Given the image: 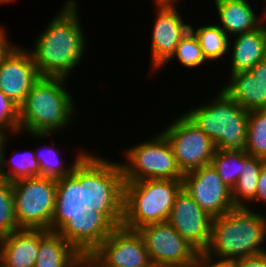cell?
<instances>
[{
	"label": "cell",
	"instance_id": "40",
	"mask_svg": "<svg viewBox=\"0 0 266 267\" xmlns=\"http://www.w3.org/2000/svg\"><path fill=\"white\" fill-rule=\"evenodd\" d=\"M264 2H265V3H264L265 5L263 6V7H264L263 9H264L265 14H266V0H265Z\"/></svg>",
	"mask_w": 266,
	"mask_h": 267
},
{
	"label": "cell",
	"instance_id": "39",
	"mask_svg": "<svg viewBox=\"0 0 266 267\" xmlns=\"http://www.w3.org/2000/svg\"><path fill=\"white\" fill-rule=\"evenodd\" d=\"M0 267H7L3 262L0 261Z\"/></svg>",
	"mask_w": 266,
	"mask_h": 267
},
{
	"label": "cell",
	"instance_id": "22",
	"mask_svg": "<svg viewBox=\"0 0 266 267\" xmlns=\"http://www.w3.org/2000/svg\"><path fill=\"white\" fill-rule=\"evenodd\" d=\"M266 160L251 156L242 150V170L231 190L235 207H247L255 198L260 171Z\"/></svg>",
	"mask_w": 266,
	"mask_h": 267
},
{
	"label": "cell",
	"instance_id": "9",
	"mask_svg": "<svg viewBox=\"0 0 266 267\" xmlns=\"http://www.w3.org/2000/svg\"><path fill=\"white\" fill-rule=\"evenodd\" d=\"M213 97V98H212ZM183 114L207 135L216 150H244L247 146L248 113L223 89Z\"/></svg>",
	"mask_w": 266,
	"mask_h": 267
},
{
	"label": "cell",
	"instance_id": "8",
	"mask_svg": "<svg viewBox=\"0 0 266 267\" xmlns=\"http://www.w3.org/2000/svg\"><path fill=\"white\" fill-rule=\"evenodd\" d=\"M53 144L34 148L40 176L51 177L67 185L88 207L100 205L101 154L81 148L75 150L73 161L63 159ZM48 145V146H47ZM98 154V155H97ZM66 161V162H65ZM67 163V164H66Z\"/></svg>",
	"mask_w": 266,
	"mask_h": 267
},
{
	"label": "cell",
	"instance_id": "7",
	"mask_svg": "<svg viewBox=\"0 0 266 267\" xmlns=\"http://www.w3.org/2000/svg\"><path fill=\"white\" fill-rule=\"evenodd\" d=\"M86 244L111 267H154L138 231L122 227L100 205L86 211Z\"/></svg>",
	"mask_w": 266,
	"mask_h": 267
},
{
	"label": "cell",
	"instance_id": "32",
	"mask_svg": "<svg viewBox=\"0 0 266 267\" xmlns=\"http://www.w3.org/2000/svg\"><path fill=\"white\" fill-rule=\"evenodd\" d=\"M82 259L89 267H111L107 265L87 244H85Z\"/></svg>",
	"mask_w": 266,
	"mask_h": 267
},
{
	"label": "cell",
	"instance_id": "17",
	"mask_svg": "<svg viewBox=\"0 0 266 267\" xmlns=\"http://www.w3.org/2000/svg\"><path fill=\"white\" fill-rule=\"evenodd\" d=\"M228 76L220 87L242 108L247 111L266 108V58L251 70Z\"/></svg>",
	"mask_w": 266,
	"mask_h": 267
},
{
	"label": "cell",
	"instance_id": "15",
	"mask_svg": "<svg viewBox=\"0 0 266 267\" xmlns=\"http://www.w3.org/2000/svg\"><path fill=\"white\" fill-rule=\"evenodd\" d=\"M212 220L188 192L183 188L178 192L168 222L199 253L209 245Z\"/></svg>",
	"mask_w": 266,
	"mask_h": 267
},
{
	"label": "cell",
	"instance_id": "10",
	"mask_svg": "<svg viewBox=\"0 0 266 267\" xmlns=\"http://www.w3.org/2000/svg\"><path fill=\"white\" fill-rule=\"evenodd\" d=\"M176 116L161 132L169 141L182 174L210 165L216 151L214 142L183 113Z\"/></svg>",
	"mask_w": 266,
	"mask_h": 267
},
{
	"label": "cell",
	"instance_id": "33",
	"mask_svg": "<svg viewBox=\"0 0 266 267\" xmlns=\"http://www.w3.org/2000/svg\"><path fill=\"white\" fill-rule=\"evenodd\" d=\"M9 31L5 26H0V63L2 59L9 53V51L17 44L16 42H11Z\"/></svg>",
	"mask_w": 266,
	"mask_h": 267
},
{
	"label": "cell",
	"instance_id": "3",
	"mask_svg": "<svg viewBox=\"0 0 266 267\" xmlns=\"http://www.w3.org/2000/svg\"><path fill=\"white\" fill-rule=\"evenodd\" d=\"M78 1L62 2L56 15L34 38L32 49L28 48L41 77L70 79L78 65L81 68L89 40L81 24Z\"/></svg>",
	"mask_w": 266,
	"mask_h": 267
},
{
	"label": "cell",
	"instance_id": "38",
	"mask_svg": "<svg viewBox=\"0 0 266 267\" xmlns=\"http://www.w3.org/2000/svg\"><path fill=\"white\" fill-rule=\"evenodd\" d=\"M15 2H16V0H8V4H10V3H11V4H12V3L14 4Z\"/></svg>",
	"mask_w": 266,
	"mask_h": 267
},
{
	"label": "cell",
	"instance_id": "4",
	"mask_svg": "<svg viewBox=\"0 0 266 267\" xmlns=\"http://www.w3.org/2000/svg\"><path fill=\"white\" fill-rule=\"evenodd\" d=\"M67 80L61 77H41L35 83L20 106V137L26 132L29 134L27 136L41 143V140L53 138L58 132L63 133L70 127L72 129L75 122L80 121L76 117L78 106L68 90Z\"/></svg>",
	"mask_w": 266,
	"mask_h": 267
},
{
	"label": "cell",
	"instance_id": "11",
	"mask_svg": "<svg viewBox=\"0 0 266 267\" xmlns=\"http://www.w3.org/2000/svg\"><path fill=\"white\" fill-rule=\"evenodd\" d=\"M154 267H193L199 252L168 222L147 224L139 228Z\"/></svg>",
	"mask_w": 266,
	"mask_h": 267
},
{
	"label": "cell",
	"instance_id": "26",
	"mask_svg": "<svg viewBox=\"0 0 266 267\" xmlns=\"http://www.w3.org/2000/svg\"><path fill=\"white\" fill-rule=\"evenodd\" d=\"M211 164L232 190L242 170V150H216Z\"/></svg>",
	"mask_w": 266,
	"mask_h": 267
},
{
	"label": "cell",
	"instance_id": "23",
	"mask_svg": "<svg viewBox=\"0 0 266 267\" xmlns=\"http://www.w3.org/2000/svg\"><path fill=\"white\" fill-rule=\"evenodd\" d=\"M214 22H210L211 24L204 22V26L199 25L197 29L191 24V31L197 37L205 58L211 64H218L222 60L224 62L228 56L230 37Z\"/></svg>",
	"mask_w": 266,
	"mask_h": 267
},
{
	"label": "cell",
	"instance_id": "27",
	"mask_svg": "<svg viewBox=\"0 0 266 267\" xmlns=\"http://www.w3.org/2000/svg\"><path fill=\"white\" fill-rule=\"evenodd\" d=\"M17 230L12 182L0 178V238Z\"/></svg>",
	"mask_w": 266,
	"mask_h": 267
},
{
	"label": "cell",
	"instance_id": "30",
	"mask_svg": "<svg viewBox=\"0 0 266 267\" xmlns=\"http://www.w3.org/2000/svg\"><path fill=\"white\" fill-rule=\"evenodd\" d=\"M193 267H235V262L216 260L203 253H199L196 263L193 265Z\"/></svg>",
	"mask_w": 266,
	"mask_h": 267
},
{
	"label": "cell",
	"instance_id": "1",
	"mask_svg": "<svg viewBox=\"0 0 266 267\" xmlns=\"http://www.w3.org/2000/svg\"><path fill=\"white\" fill-rule=\"evenodd\" d=\"M182 179L101 181L100 206L122 227L168 221Z\"/></svg>",
	"mask_w": 266,
	"mask_h": 267
},
{
	"label": "cell",
	"instance_id": "37",
	"mask_svg": "<svg viewBox=\"0 0 266 267\" xmlns=\"http://www.w3.org/2000/svg\"><path fill=\"white\" fill-rule=\"evenodd\" d=\"M7 5L8 4V0H0V6L2 5Z\"/></svg>",
	"mask_w": 266,
	"mask_h": 267
},
{
	"label": "cell",
	"instance_id": "29",
	"mask_svg": "<svg viewBox=\"0 0 266 267\" xmlns=\"http://www.w3.org/2000/svg\"><path fill=\"white\" fill-rule=\"evenodd\" d=\"M265 204H266V164L263 166L259 174L255 198L246 208L257 211L258 207L260 208L261 206L265 209L266 208Z\"/></svg>",
	"mask_w": 266,
	"mask_h": 267
},
{
	"label": "cell",
	"instance_id": "6",
	"mask_svg": "<svg viewBox=\"0 0 266 267\" xmlns=\"http://www.w3.org/2000/svg\"><path fill=\"white\" fill-rule=\"evenodd\" d=\"M158 132L123 148L120 155L124 154L125 161L115 162L102 155L101 181L183 179L169 141L160 130Z\"/></svg>",
	"mask_w": 266,
	"mask_h": 267
},
{
	"label": "cell",
	"instance_id": "24",
	"mask_svg": "<svg viewBox=\"0 0 266 267\" xmlns=\"http://www.w3.org/2000/svg\"><path fill=\"white\" fill-rule=\"evenodd\" d=\"M244 150L251 156L266 160V108L249 111Z\"/></svg>",
	"mask_w": 266,
	"mask_h": 267
},
{
	"label": "cell",
	"instance_id": "5",
	"mask_svg": "<svg viewBox=\"0 0 266 267\" xmlns=\"http://www.w3.org/2000/svg\"><path fill=\"white\" fill-rule=\"evenodd\" d=\"M265 243L266 211L236 207L213 218L210 242L203 254L216 260L236 261L266 253Z\"/></svg>",
	"mask_w": 266,
	"mask_h": 267
},
{
	"label": "cell",
	"instance_id": "19",
	"mask_svg": "<svg viewBox=\"0 0 266 267\" xmlns=\"http://www.w3.org/2000/svg\"><path fill=\"white\" fill-rule=\"evenodd\" d=\"M228 72H246L266 58V22L257 30L230 38ZM231 61V62H230Z\"/></svg>",
	"mask_w": 266,
	"mask_h": 267
},
{
	"label": "cell",
	"instance_id": "31",
	"mask_svg": "<svg viewBox=\"0 0 266 267\" xmlns=\"http://www.w3.org/2000/svg\"><path fill=\"white\" fill-rule=\"evenodd\" d=\"M235 267H266V253L234 261Z\"/></svg>",
	"mask_w": 266,
	"mask_h": 267
},
{
	"label": "cell",
	"instance_id": "35",
	"mask_svg": "<svg viewBox=\"0 0 266 267\" xmlns=\"http://www.w3.org/2000/svg\"><path fill=\"white\" fill-rule=\"evenodd\" d=\"M7 136H8V134H6L4 131L0 130V161H1V148H2L3 142Z\"/></svg>",
	"mask_w": 266,
	"mask_h": 267
},
{
	"label": "cell",
	"instance_id": "14",
	"mask_svg": "<svg viewBox=\"0 0 266 267\" xmlns=\"http://www.w3.org/2000/svg\"><path fill=\"white\" fill-rule=\"evenodd\" d=\"M183 16L178 7L156 8L149 47L148 66L152 74L167 66L166 62L174 54L178 43L191 30V22L189 24Z\"/></svg>",
	"mask_w": 266,
	"mask_h": 267
},
{
	"label": "cell",
	"instance_id": "16",
	"mask_svg": "<svg viewBox=\"0 0 266 267\" xmlns=\"http://www.w3.org/2000/svg\"><path fill=\"white\" fill-rule=\"evenodd\" d=\"M40 78L30 51L19 43L0 63V90L19 107Z\"/></svg>",
	"mask_w": 266,
	"mask_h": 267
},
{
	"label": "cell",
	"instance_id": "18",
	"mask_svg": "<svg viewBox=\"0 0 266 267\" xmlns=\"http://www.w3.org/2000/svg\"><path fill=\"white\" fill-rule=\"evenodd\" d=\"M216 21L227 35L232 38L243 32L257 30L266 22V14L262 7L261 15L248 0H213ZM216 12V13H215ZM260 15V16H259ZM219 17V18H218Z\"/></svg>",
	"mask_w": 266,
	"mask_h": 267
},
{
	"label": "cell",
	"instance_id": "21",
	"mask_svg": "<svg viewBox=\"0 0 266 267\" xmlns=\"http://www.w3.org/2000/svg\"><path fill=\"white\" fill-rule=\"evenodd\" d=\"M13 138V135H8L3 142L1 148V161H0V178L9 182H14L19 179L40 176L39 162L35 157L34 150L29 149L23 151H13L10 153L5 152L8 141ZM6 153V154H5Z\"/></svg>",
	"mask_w": 266,
	"mask_h": 267
},
{
	"label": "cell",
	"instance_id": "25",
	"mask_svg": "<svg viewBox=\"0 0 266 267\" xmlns=\"http://www.w3.org/2000/svg\"><path fill=\"white\" fill-rule=\"evenodd\" d=\"M173 59H176L184 69L190 70L211 64L205 58L199 41L191 30L180 40L174 54L166 63L172 62Z\"/></svg>",
	"mask_w": 266,
	"mask_h": 267
},
{
	"label": "cell",
	"instance_id": "20",
	"mask_svg": "<svg viewBox=\"0 0 266 267\" xmlns=\"http://www.w3.org/2000/svg\"><path fill=\"white\" fill-rule=\"evenodd\" d=\"M40 229H19L0 238V261L7 267H34Z\"/></svg>",
	"mask_w": 266,
	"mask_h": 267
},
{
	"label": "cell",
	"instance_id": "34",
	"mask_svg": "<svg viewBox=\"0 0 266 267\" xmlns=\"http://www.w3.org/2000/svg\"><path fill=\"white\" fill-rule=\"evenodd\" d=\"M181 0H154L153 4L156 8H177Z\"/></svg>",
	"mask_w": 266,
	"mask_h": 267
},
{
	"label": "cell",
	"instance_id": "13",
	"mask_svg": "<svg viewBox=\"0 0 266 267\" xmlns=\"http://www.w3.org/2000/svg\"><path fill=\"white\" fill-rule=\"evenodd\" d=\"M182 188L213 218L236 208L231 189L212 164L184 174Z\"/></svg>",
	"mask_w": 266,
	"mask_h": 267
},
{
	"label": "cell",
	"instance_id": "12",
	"mask_svg": "<svg viewBox=\"0 0 266 267\" xmlns=\"http://www.w3.org/2000/svg\"><path fill=\"white\" fill-rule=\"evenodd\" d=\"M86 244V212L74 223L57 230L40 229L34 267H73L82 259Z\"/></svg>",
	"mask_w": 266,
	"mask_h": 267
},
{
	"label": "cell",
	"instance_id": "28",
	"mask_svg": "<svg viewBox=\"0 0 266 267\" xmlns=\"http://www.w3.org/2000/svg\"><path fill=\"white\" fill-rule=\"evenodd\" d=\"M19 110L20 107L0 90V130L17 138L20 135Z\"/></svg>",
	"mask_w": 266,
	"mask_h": 267
},
{
	"label": "cell",
	"instance_id": "2",
	"mask_svg": "<svg viewBox=\"0 0 266 267\" xmlns=\"http://www.w3.org/2000/svg\"><path fill=\"white\" fill-rule=\"evenodd\" d=\"M19 229L57 230L74 224L88 206L63 182L45 176L12 182Z\"/></svg>",
	"mask_w": 266,
	"mask_h": 267
},
{
	"label": "cell",
	"instance_id": "36",
	"mask_svg": "<svg viewBox=\"0 0 266 267\" xmlns=\"http://www.w3.org/2000/svg\"><path fill=\"white\" fill-rule=\"evenodd\" d=\"M73 267H89V265L81 259L77 264H75Z\"/></svg>",
	"mask_w": 266,
	"mask_h": 267
}]
</instances>
